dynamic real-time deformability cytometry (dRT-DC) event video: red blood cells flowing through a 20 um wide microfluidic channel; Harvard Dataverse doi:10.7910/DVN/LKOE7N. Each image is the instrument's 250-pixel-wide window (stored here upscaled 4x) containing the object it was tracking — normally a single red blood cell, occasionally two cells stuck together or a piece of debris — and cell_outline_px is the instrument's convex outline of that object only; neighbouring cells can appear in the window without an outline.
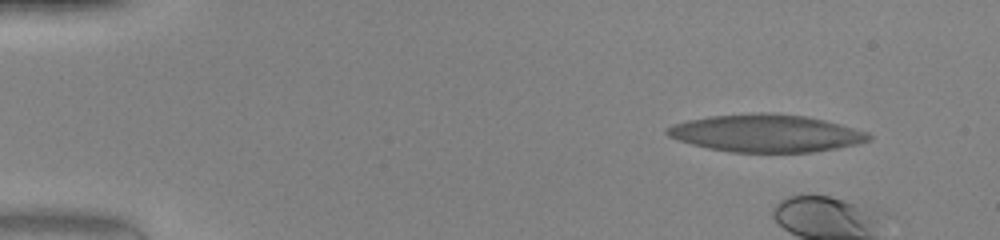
{"species": "human", "species_latin": "Homo sapiens", "temperature_condition": "warm", "stored_images_in_passage": 5, "camera_frame_rate_fps": 3000, "um_per_image_px": 0.085, "donor": {"sex": "female"}, "frame": {"image": 1, "passage_image": 1, "time_ms": 0.0, "image_size_px": [1000, 240], "cell_outline_px": [[872, 140], [856, 144], [836, 148], [812, 152], [732, 152], [708, 148], [692, 144], [668, 136], [664, 132], [664, 128], [672, 124], [688, 120], [712, 116], [804, 116], [824, 120], [840, 124], [868, 132], [872, 136]], "centroid_in_image_um": [65.13, 11.38], "position_along_channel_um": 19.9, "area_um2": 42.54}}